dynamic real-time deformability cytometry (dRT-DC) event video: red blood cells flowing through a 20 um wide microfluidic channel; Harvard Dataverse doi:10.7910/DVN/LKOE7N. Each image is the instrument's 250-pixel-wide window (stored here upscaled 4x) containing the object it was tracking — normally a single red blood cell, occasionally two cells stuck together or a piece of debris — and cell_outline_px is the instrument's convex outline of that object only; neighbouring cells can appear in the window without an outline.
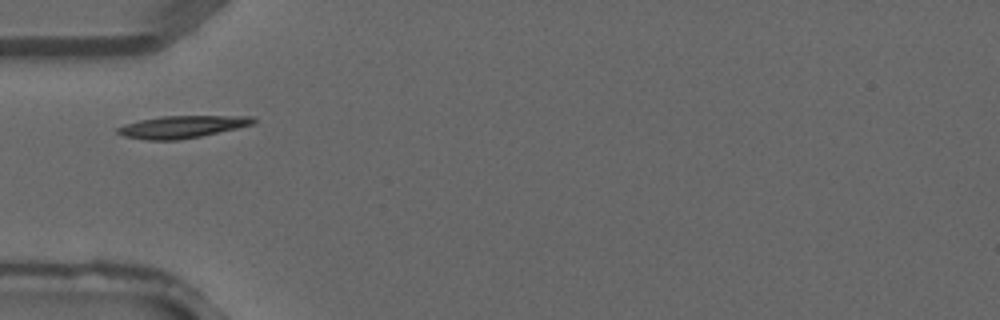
{"species": "common noctule bat (a hibernating species)", "species_latin": "Nyctalus noctula", "temperature_condition": "warm", "stored_images_in_passage": 4, "camera_frame_rate_fps": 3000, "um_per_image_px": 0.085, "animal": {"sex": "male", "forearm_length_mm": 52.5}, "frame": {"image": 1, "passage_image": 4, "time_ms": 1.0, "image_size_px": [1000, 320], "cell_outline_px": [[256, 120], [252, 124], [236, 128], [200, 136], [176, 140], [148, 140], [124, 136], [116, 132], [116, 128], [124, 124], [140, 120], [160, 116], [252, 116]], "centroid_in_image_um": [15.42, 10.77], "position_along_channel_um": 69.6, "area_um2": 17.4}}